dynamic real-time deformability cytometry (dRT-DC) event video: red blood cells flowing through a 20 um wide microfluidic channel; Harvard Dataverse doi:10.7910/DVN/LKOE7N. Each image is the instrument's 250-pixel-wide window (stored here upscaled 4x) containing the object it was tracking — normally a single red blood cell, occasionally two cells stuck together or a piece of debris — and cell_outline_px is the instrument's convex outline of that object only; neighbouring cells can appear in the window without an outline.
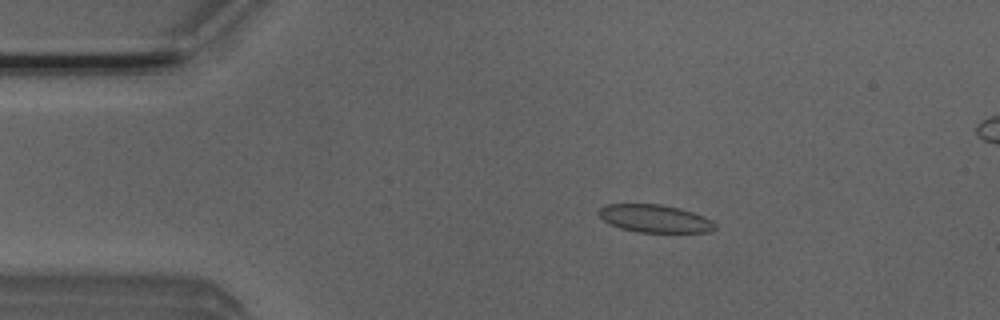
{"species": "Egyptian fruit bat (a non-hibernating species)", "species_latin": "Rousettus aegyptiacus", "temperature_condition": "room temperature", "stored_images_in_passage": 7, "camera_frame_rate_fps": 3000, "um_per_image_px": 0.085, "animal": {"sex": "male"}, "frame": {"image": 1, "passage_image": 2, "time_ms": 0.333, "image_size_px": [1000, 320], "cell_outline_px": [[716, 228], [712, 232], [636, 232], [620, 228], [608, 224], [596, 212], [600, 208], [608, 204], [660, 204], [680, 208], [704, 216], [712, 220], [716, 224]], "centroid_in_image_um": [55.66, 18.58], "position_along_channel_um": 29.3, "area_um2": 18.96}}
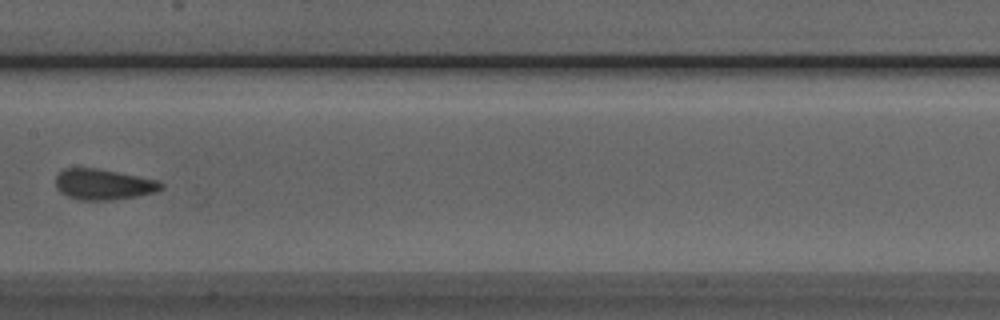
{"frame": {"image": 2, "passage_image": 7, "time_ms": 2.0, "image_size_px": [1000, 320], "cell_outline_px": [[164, 188], [156, 192], [136, 196], [112, 200], [80, 200], [68, 196], [60, 192], [56, 188], [56, 176], [64, 168], [96, 168], [156, 180], [164, 184]], "centroid_in_image_um": [8.78, 15.68], "position_along_channel_um": 198.6, "area_um2": 18.73}}